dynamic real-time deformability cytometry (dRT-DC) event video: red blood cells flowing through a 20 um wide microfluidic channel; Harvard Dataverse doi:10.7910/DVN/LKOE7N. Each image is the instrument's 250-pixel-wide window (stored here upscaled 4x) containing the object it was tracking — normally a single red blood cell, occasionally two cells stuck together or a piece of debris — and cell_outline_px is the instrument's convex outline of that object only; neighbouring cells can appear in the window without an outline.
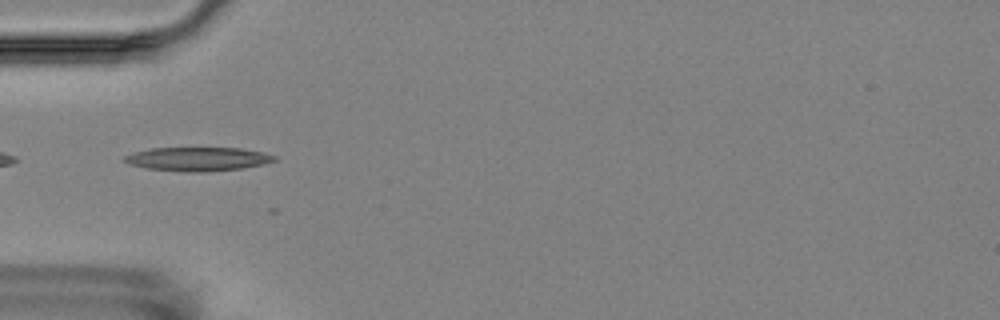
{"species": "Egyptian fruit bat (a non-hibernating species)", "species_latin": "Rousettus aegyptiacus", "temperature_condition": "room temperature", "stored_images_in_passage": 1, "camera_frame_rate_fps": 3000, "um_per_image_px": 0.085, "animal": {"sex": "female"}, "frame": {"image": 1, "passage_image": 1, "time_ms": 0.0, "image_size_px": [1000, 320], "cell_outline_px": [[276, 160], [244, 168], [200, 172], [184, 172], [148, 168], [128, 164], [124, 160], [124, 156], [132, 152], [152, 148], [240, 148], [264, 152], [276, 156]], "centroid_in_image_um": [16.79, 13.51], "position_along_channel_um": 68.2, "area_um2": 20.69}}